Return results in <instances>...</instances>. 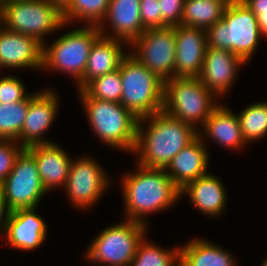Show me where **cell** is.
<instances>
[{
    "instance_id": "41",
    "label": "cell",
    "mask_w": 267,
    "mask_h": 266,
    "mask_svg": "<svg viewBox=\"0 0 267 266\" xmlns=\"http://www.w3.org/2000/svg\"><path fill=\"white\" fill-rule=\"evenodd\" d=\"M221 1H225L227 4L231 3L234 0H221Z\"/></svg>"
},
{
    "instance_id": "10",
    "label": "cell",
    "mask_w": 267,
    "mask_h": 266,
    "mask_svg": "<svg viewBox=\"0 0 267 266\" xmlns=\"http://www.w3.org/2000/svg\"><path fill=\"white\" fill-rule=\"evenodd\" d=\"M0 188L10 211L37 208L40 204L47 191L40 179L35 159L26 148L16 157L11 172Z\"/></svg>"
},
{
    "instance_id": "32",
    "label": "cell",
    "mask_w": 267,
    "mask_h": 266,
    "mask_svg": "<svg viewBox=\"0 0 267 266\" xmlns=\"http://www.w3.org/2000/svg\"><path fill=\"white\" fill-rule=\"evenodd\" d=\"M23 149L17 141L0 139V185L11 172L16 157Z\"/></svg>"
},
{
    "instance_id": "14",
    "label": "cell",
    "mask_w": 267,
    "mask_h": 266,
    "mask_svg": "<svg viewBox=\"0 0 267 266\" xmlns=\"http://www.w3.org/2000/svg\"><path fill=\"white\" fill-rule=\"evenodd\" d=\"M246 62L230 50L207 47L198 78L219 99L229 92ZM235 79V80H234Z\"/></svg>"
},
{
    "instance_id": "6",
    "label": "cell",
    "mask_w": 267,
    "mask_h": 266,
    "mask_svg": "<svg viewBox=\"0 0 267 266\" xmlns=\"http://www.w3.org/2000/svg\"><path fill=\"white\" fill-rule=\"evenodd\" d=\"M214 98L198 77H174L164 82L163 111L199 130L219 105Z\"/></svg>"
},
{
    "instance_id": "23",
    "label": "cell",
    "mask_w": 267,
    "mask_h": 266,
    "mask_svg": "<svg viewBox=\"0 0 267 266\" xmlns=\"http://www.w3.org/2000/svg\"><path fill=\"white\" fill-rule=\"evenodd\" d=\"M206 135L207 138L227 149L239 150L247 144L243 138L237 114L222 104L212 111L202 128L198 130V136L202 139Z\"/></svg>"
},
{
    "instance_id": "12",
    "label": "cell",
    "mask_w": 267,
    "mask_h": 266,
    "mask_svg": "<svg viewBox=\"0 0 267 266\" xmlns=\"http://www.w3.org/2000/svg\"><path fill=\"white\" fill-rule=\"evenodd\" d=\"M111 178L90 156L73 159L66 181L65 192L71 205L88 209L95 205L109 187Z\"/></svg>"
},
{
    "instance_id": "9",
    "label": "cell",
    "mask_w": 267,
    "mask_h": 266,
    "mask_svg": "<svg viewBox=\"0 0 267 266\" xmlns=\"http://www.w3.org/2000/svg\"><path fill=\"white\" fill-rule=\"evenodd\" d=\"M146 229L147 225L127 219L108 226L90 243L85 252L86 260L100 266H130Z\"/></svg>"
},
{
    "instance_id": "19",
    "label": "cell",
    "mask_w": 267,
    "mask_h": 266,
    "mask_svg": "<svg viewBox=\"0 0 267 266\" xmlns=\"http://www.w3.org/2000/svg\"><path fill=\"white\" fill-rule=\"evenodd\" d=\"M204 141L197 136L165 168L168 176L180 190L189 182L208 173L210 155Z\"/></svg>"
},
{
    "instance_id": "4",
    "label": "cell",
    "mask_w": 267,
    "mask_h": 266,
    "mask_svg": "<svg viewBox=\"0 0 267 266\" xmlns=\"http://www.w3.org/2000/svg\"><path fill=\"white\" fill-rule=\"evenodd\" d=\"M79 97L99 140L133 155L138 118L120 103L91 98L83 89L79 90Z\"/></svg>"
},
{
    "instance_id": "30",
    "label": "cell",
    "mask_w": 267,
    "mask_h": 266,
    "mask_svg": "<svg viewBox=\"0 0 267 266\" xmlns=\"http://www.w3.org/2000/svg\"><path fill=\"white\" fill-rule=\"evenodd\" d=\"M83 90L94 99L120 103L122 83L119 69L91 80Z\"/></svg>"
},
{
    "instance_id": "8",
    "label": "cell",
    "mask_w": 267,
    "mask_h": 266,
    "mask_svg": "<svg viewBox=\"0 0 267 266\" xmlns=\"http://www.w3.org/2000/svg\"><path fill=\"white\" fill-rule=\"evenodd\" d=\"M66 26L62 10L48 0L3 3V27L11 32L29 35L42 45L48 44L44 36Z\"/></svg>"
},
{
    "instance_id": "28",
    "label": "cell",
    "mask_w": 267,
    "mask_h": 266,
    "mask_svg": "<svg viewBox=\"0 0 267 266\" xmlns=\"http://www.w3.org/2000/svg\"><path fill=\"white\" fill-rule=\"evenodd\" d=\"M145 238L139 242L130 266H175L179 262V247L165 249Z\"/></svg>"
},
{
    "instance_id": "17",
    "label": "cell",
    "mask_w": 267,
    "mask_h": 266,
    "mask_svg": "<svg viewBox=\"0 0 267 266\" xmlns=\"http://www.w3.org/2000/svg\"><path fill=\"white\" fill-rule=\"evenodd\" d=\"M43 45L29 35L0 27V69H42Z\"/></svg>"
},
{
    "instance_id": "34",
    "label": "cell",
    "mask_w": 267,
    "mask_h": 266,
    "mask_svg": "<svg viewBox=\"0 0 267 266\" xmlns=\"http://www.w3.org/2000/svg\"><path fill=\"white\" fill-rule=\"evenodd\" d=\"M140 18L144 29L161 28L159 0H140Z\"/></svg>"
},
{
    "instance_id": "35",
    "label": "cell",
    "mask_w": 267,
    "mask_h": 266,
    "mask_svg": "<svg viewBox=\"0 0 267 266\" xmlns=\"http://www.w3.org/2000/svg\"><path fill=\"white\" fill-rule=\"evenodd\" d=\"M255 15L263 37L267 38V0H241Z\"/></svg>"
},
{
    "instance_id": "13",
    "label": "cell",
    "mask_w": 267,
    "mask_h": 266,
    "mask_svg": "<svg viewBox=\"0 0 267 266\" xmlns=\"http://www.w3.org/2000/svg\"><path fill=\"white\" fill-rule=\"evenodd\" d=\"M57 93L52 89L34 92L29 95V108L18 143L27 148L38 144L53 143L45 140L43 135L49 130L56 119L59 109Z\"/></svg>"
},
{
    "instance_id": "25",
    "label": "cell",
    "mask_w": 267,
    "mask_h": 266,
    "mask_svg": "<svg viewBox=\"0 0 267 266\" xmlns=\"http://www.w3.org/2000/svg\"><path fill=\"white\" fill-rule=\"evenodd\" d=\"M226 6L221 0H185L181 25L207 31L223 18Z\"/></svg>"
},
{
    "instance_id": "27",
    "label": "cell",
    "mask_w": 267,
    "mask_h": 266,
    "mask_svg": "<svg viewBox=\"0 0 267 266\" xmlns=\"http://www.w3.org/2000/svg\"><path fill=\"white\" fill-rule=\"evenodd\" d=\"M237 116L246 143L251 144L267 136V102L250 104Z\"/></svg>"
},
{
    "instance_id": "39",
    "label": "cell",
    "mask_w": 267,
    "mask_h": 266,
    "mask_svg": "<svg viewBox=\"0 0 267 266\" xmlns=\"http://www.w3.org/2000/svg\"><path fill=\"white\" fill-rule=\"evenodd\" d=\"M261 266H267V257L265 258V260L263 261V264H261Z\"/></svg>"
},
{
    "instance_id": "26",
    "label": "cell",
    "mask_w": 267,
    "mask_h": 266,
    "mask_svg": "<svg viewBox=\"0 0 267 266\" xmlns=\"http://www.w3.org/2000/svg\"><path fill=\"white\" fill-rule=\"evenodd\" d=\"M111 0H71L62 10L64 23L82 21L86 26H99L108 10Z\"/></svg>"
},
{
    "instance_id": "2",
    "label": "cell",
    "mask_w": 267,
    "mask_h": 266,
    "mask_svg": "<svg viewBox=\"0 0 267 266\" xmlns=\"http://www.w3.org/2000/svg\"><path fill=\"white\" fill-rule=\"evenodd\" d=\"M137 167V171L133 173H124L121 180L124 217L147 225L148 220L144 216L168 209L178 202L180 189L165 169L148 168L139 164Z\"/></svg>"
},
{
    "instance_id": "1",
    "label": "cell",
    "mask_w": 267,
    "mask_h": 266,
    "mask_svg": "<svg viewBox=\"0 0 267 266\" xmlns=\"http://www.w3.org/2000/svg\"><path fill=\"white\" fill-rule=\"evenodd\" d=\"M197 136L198 130L192 125L181 122L162 110L138 119L133 153L138 157L137 164L148 168L165 169L171 160Z\"/></svg>"
},
{
    "instance_id": "3",
    "label": "cell",
    "mask_w": 267,
    "mask_h": 266,
    "mask_svg": "<svg viewBox=\"0 0 267 266\" xmlns=\"http://www.w3.org/2000/svg\"><path fill=\"white\" fill-rule=\"evenodd\" d=\"M206 33L207 47L230 50L246 63L263 38L256 15L241 0L227 4L223 18Z\"/></svg>"
},
{
    "instance_id": "33",
    "label": "cell",
    "mask_w": 267,
    "mask_h": 266,
    "mask_svg": "<svg viewBox=\"0 0 267 266\" xmlns=\"http://www.w3.org/2000/svg\"><path fill=\"white\" fill-rule=\"evenodd\" d=\"M185 0H159L162 27L181 25Z\"/></svg>"
},
{
    "instance_id": "22",
    "label": "cell",
    "mask_w": 267,
    "mask_h": 266,
    "mask_svg": "<svg viewBox=\"0 0 267 266\" xmlns=\"http://www.w3.org/2000/svg\"><path fill=\"white\" fill-rule=\"evenodd\" d=\"M125 42L100 36L92 45L87 60L84 76L77 83L78 90H82L91 80L119 69L123 57ZM123 45V47H122Z\"/></svg>"
},
{
    "instance_id": "16",
    "label": "cell",
    "mask_w": 267,
    "mask_h": 266,
    "mask_svg": "<svg viewBox=\"0 0 267 266\" xmlns=\"http://www.w3.org/2000/svg\"><path fill=\"white\" fill-rule=\"evenodd\" d=\"M47 232L46 222L33 207L10 211L3 235L7 240L5 244L17 250L33 251L46 240Z\"/></svg>"
},
{
    "instance_id": "37",
    "label": "cell",
    "mask_w": 267,
    "mask_h": 266,
    "mask_svg": "<svg viewBox=\"0 0 267 266\" xmlns=\"http://www.w3.org/2000/svg\"><path fill=\"white\" fill-rule=\"evenodd\" d=\"M50 3L55 4L58 6L61 10H63L71 0H48Z\"/></svg>"
},
{
    "instance_id": "29",
    "label": "cell",
    "mask_w": 267,
    "mask_h": 266,
    "mask_svg": "<svg viewBox=\"0 0 267 266\" xmlns=\"http://www.w3.org/2000/svg\"><path fill=\"white\" fill-rule=\"evenodd\" d=\"M29 108V96L13 103L0 104V139L18 142Z\"/></svg>"
},
{
    "instance_id": "40",
    "label": "cell",
    "mask_w": 267,
    "mask_h": 266,
    "mask_svg": "<svg viewBox=\"0 0 267 266\" xmlns=\"http://www.w3.org/2000/svg\"><path fill=\"white\" fill-rule=\"evenodd\" d=\"M22 1V0H3V2Z\"/></svg>"
},
{
    "instance_id": "7",
    "label": "cell",
    "mask_w": 267,
    "mask_h": 266,
    "mask_svg": "<svg viewBox=\"0 0 267 266\" xmlns=\"http://www.w3.org/2000/svg\"><path fill=\"white\" fill-rule=\"evenodd\" d=\"M101 36L97 26L78 27L59 36L50 46L43 45L42 69L69 74L76 84L84 76L94 42Z\"/></svg>"
},
{
    "instance_id": "5",
    "label": "cell",
    "mask_w": 267,
    "mask_h": 266,
    "mask_svg": "<svg viewBox=\"0 0 267 266\" xmlns=\"http://www.w3.org/2000/svg\"><path fill=\"white\" fill-rule=\"evenodd\" d=\"M122 94L120 104L136 118L163 110L164 82L147 69L130 51L120 63Z\"/></svg>"
},
{
    "instance_id": "38",
    "label": "cell",
    "mask_w": 267,
    "mask_h": 266,
    "mask_svg": "<svg viewBox=\"0 0 267 266\" xmlns=\"http://www.w3.org/2000/svg\"><path fill=\"white\" fill-rule=\"evenodd\" d=\"M3 0H0V27L3 26Z\"/></svg>"
},
{
    "instance_id": "42",
    "label": "cell",
    "mask_w": 267,
    "mask_h": 266,
    "mask_svg": "<svg viewBox=\"0 0 267 266\" xmlns=\"http://www.w3.org/2000/svg\"><path fill=\"white\" fill-rule=\"evenodd\" d=\"M175 266H184L180 261Z\"/></svg>"
},
{
    "instance_id": "24",
    "label": "cell",
    "mask_w": 267,
    "mask_h": 266,
    "mask_svg": "<svg viewBox=\"0 0 267 266\" xmlns=\"http://www.w3.org/2000/svg\"><path fill=\"white\" fill-rule=\"evenodd\" d=\"M179 261L184 266H236L229 251L200 238L179 248Z\"/></svg>"
},
{
    "instance_id": "20",
    "label": "cell",
    "mask_w": 267,
    "mask_h": 266,
    "mask_svg": "<svg viewBox=\"0 0 267 266\" xmlns=\"http://www.w3.org/2000/svg\"><path fill=\"white\" fill-rule=\"evenodd\" d=\"M35 159L40 179L46 191L65 186L73 159L56 143L38 144L26 148Z\"/></svg>"
},
{
    "instance_id": "18",
    "label": "cell",
    "mask_w": 267,
    "mask_h": 266,
    "mask_svg": "<svg viewBox=\"0 0 267 266\" xmlns=\"http://www.w3.org/2000/svg\"><path fill=\"white\" fill-rule=\"evenodd\" d=\"M105 21L111 23L112 34L105 31ZM98 29L102 36L123 41L129 46L145 31L140 18V0H111Z\"/></svg>"
},
{
    "instance_id": "15",
    "label": "cell",
    "mask_w": 267,
    "mask_h": 266,
    "mask_svg": "<svg viewBox=\"0 0 267 266\" xmlns=\"http://www.w3.org/2000/svg\"><path fill=\"white\" fill-rule=\"evenodd\" d=\"M176 57L174 77H198L207 48L206 30L176 25Z\"/></svg>"
},
{
    "instance_id": "31",
    "label": "cell",
    "mask_w": 267,
    "mask_h": 266,
    "mask_svg": "<svg viewBox=\"0 0 267 266\" xmlns=\"http://www.w3.org/2000/svg\"><path fill=\"white\" fill-rule=\"evenodd\" d=\"M25 92V84L17 76L6 75L0 78V104L20 102L30 95Z\"/></svg>"
},
{
    "instance_id": "36",
    "label": "cell",
    "mask_w": 267,
    "mask_h": 266,
    "mask_svg": "<svg viewBox=\"0 0 267 266\" xmlns=\"http://www.w3.org/2000/svg\"><path fill=\"white\" fill-rule=\"evenodd\" d=\"M10 210L4 200L1 188H0V231L5 234L6 223L9 218Z\"/></svg>"
},
{
    "instance_id": "21",
    "label": "cell",
    "mask_w": 267,
    "mask_h": 266,
    "mask_svg": "<svg viewBox=\"0 0 267 266\" xmlns=\"http://www.w3.org/2000/svg\"><path fill=\"white\" fill-rule=\"evenodd\" d=\"M189 195L190 203L209 217H219L226 208L227 193L222 181L211 173L189 182L180 190V198Z\"/></svg>"
},
{
    "instance_id": "11",
    "label": "cell",
    "mask_w": 267,
    "mask_h": 266,
    "mask_svg": "<svg viewBox=\"0 0 267 266\" xmlns=\"http://www.w3.org/2000/svg\"><path fill=\"white\" fill-rule=\"evenodd\" d=\"M175 45L174 27L165 26L146 29L129 47L134 57L165 82L174 78Z\"/></svg>"
}]
</instances>
